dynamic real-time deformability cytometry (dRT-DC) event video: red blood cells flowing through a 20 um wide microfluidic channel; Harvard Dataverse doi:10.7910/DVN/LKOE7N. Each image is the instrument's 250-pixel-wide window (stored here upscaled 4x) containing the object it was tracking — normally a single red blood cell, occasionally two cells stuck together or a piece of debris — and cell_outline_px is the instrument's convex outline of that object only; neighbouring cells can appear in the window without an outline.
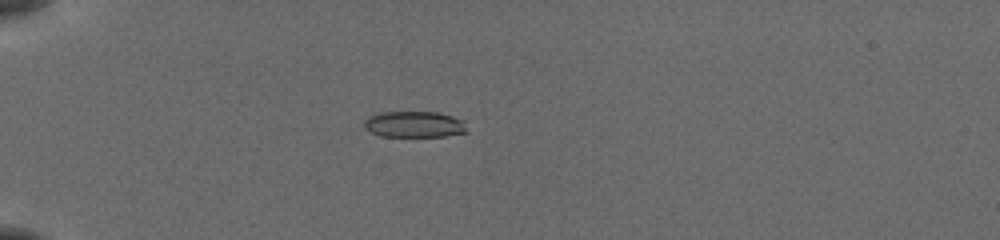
{"species": "common noctule bat (a hibernating species)", "species_latin": "Nyctalus noctula", "temperature_condition": "cold", "stored_images_in_passage": 39, "camera_frame_rate_fps": 3000, "um_per_image_px": 0.085, "animal": {"sex": "female", "body_mass_g": 19.5, "forearm_length_mm": 54.1}, "frame": {"image": 1, "passage_image": 1, "time_ms": 0.0, "image_size_px": [1000, 240], "cell_outline_px": [[468, 132], [444, 136], [380, 136], [364, 128], [364, 120], [380, 112], [436, 112], [452, 116], [464, 120]], "centroid_in_image_um": [35.24, 10.57], "position_along_channel_um": 49.8, "area_um2": 15.61}}
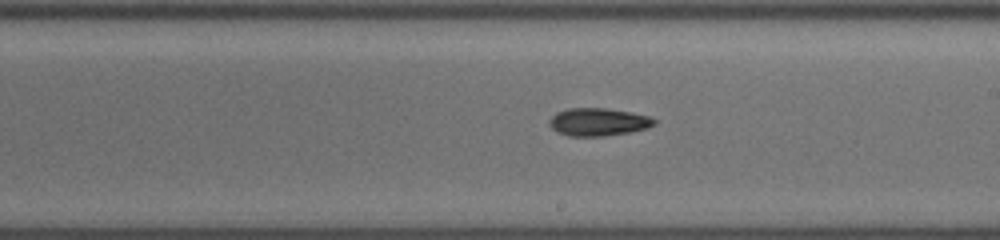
{"frame": {"image": 2, "passage_image": 18, "time_ms": 5.667, "image_size_px": [1000, 240], "cell_outline_px": [[656, 124], [648, 128], [628, 132], [604, 136], [568, 136], [556, 132], [548, 124], [548, 120], [556, 112], [568, 108], [608, 108], [632, 112], [652, 116], [656, 120]], "centroid_in_image_um": [50.85, 10.36], "position_along_channel_um": 238.1, "area_um2": 17.28}}
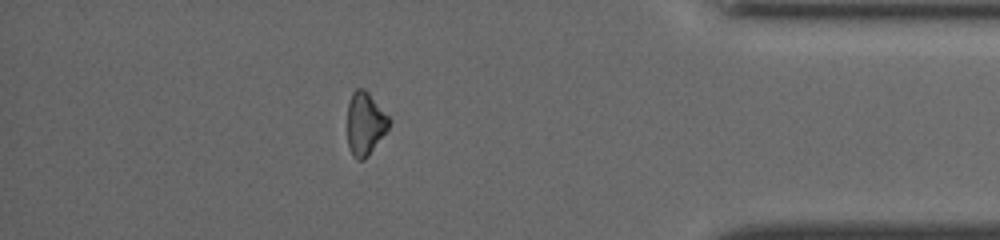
{"frame": {"image": 3, "passage_image": 33, "time_ms": 10.667, "image_size_px": [1000, 240], "cell_outline_px": [[392, 120], [388, 128], [368, 156], [364, 160], [356, 160], [352, 156], [348, 148], [348, 104], [352, 92], [356, 88], [364, 88], [368, 92]], "centroid_in_image_um": [31.03, 10.52], "position_along_channel_um": 404.2, "area_um2": 15.37}, "authors_computed_cell_mechanics": {"area_um2": 16.2996, "velocity_mm_per_s": 3.8701, "shape_relaxation_time_tau1_ms": 3.4082, "shape_relaxation_time_tau2_ms": null, "deformation_change_tau1": 0.0952, "deformation_change_tau2": null}}